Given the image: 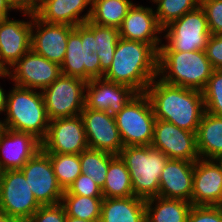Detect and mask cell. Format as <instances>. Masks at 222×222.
I'll list each match as a JSON object with an SVG mask.
<instances>
[{
    "mask_svg": "<svg viewBox=\"0 0 222 222\" xmlns=\"http://www.w3.org/2000/svg\"><path fill=\"white\" fill-rule=\"evenodd\" d=\"M21 170L40 205L61 203L64 191L57 182L50 157L42 149L29 159Z\"/></svg>",
    "mask_w": 222,
    "mask_h": 222,
    "instance_id": "8fae6325",
    "label": "cell"
},
{
    "mask_svg": "<svg viewBox=\"0 0 222 222\" xmlns=\"http://www.w3.org/2000/svg\"><path fill=\"white\" fill-rule=\"evenodd\" d=\"M205 111L222 116V69L214 70L202 90Z\"/></svg>",
    "mask_w": 222,
    "mask_h": 222,
    "instance_id": "836d02e7",
    "label": "cell"
},
{
    "mask_svg": "<svg viewBox=\"0 0 222 222\" xmlns=\"http://www.w3.org/2000/svg\"><path fill=\"white\" fill-rule=\"evenodd\" d=\"M116 155L99 150L87 149L79 154L81 173L90 176L102 189L110 161Z\"/></svg>",
    "mask_w": 222,
    "mask_h": 222,
    "instance_id": "4dcf8cb0",
    "label": "cell"
},
{
    "mask_svg": "<svg viewBox=\"0 0 222 222\" xmlns=\"http://www.w3.org/2000/svg\"><path fill=\"white\" fill-rule=\"evenodd\" d=\"M61 72L86 82L101 78L100 59L96 52H92L88 35L80 27L69 33Z\"/></svg>",
    "mask_w": 222,
    "mask_h": 222,
    "instance_id": "30bf717a",
    "label": "cell"
},
{
    "mask_svg": "<svg viewBox=\"0 0 222 222\" xmlns=\"http://www.w3.org/2000/svg\"><path fill=\"white\" fill-rule=\"evenodd\" d=\"M67 215L61 203L41 205L27 222H66Z\"/></svg>",
    "mask_w": 222,
    "mask_h": 222,
    "instance_id": "8d00e7d4",
    "label": "cell"
},
{
    "mask_svg": "<svg viewBox=\"0 0 222 222\" xmlns=\"http://www.w3.org/2000/svg\"><path fill=\"white\" fill-rule=\"evenodd\" d=\"M7 93L2 126L14 131L33 134L42 141L50 123L42 92L13 85Z\"/></svg>",
    "mask_w": 222,
    "mask_h": 222,
    "instance_id": "3957f363",
    "label": "cell"
},
{
    "mask_svg": "<svg viewBox=\"0 0 222 222\" xmlns=\"http://www.w3.org/2000/svg\"><path fill=\"white\" fill-rule=\"evenodd\" d=\"M159 52L150 44L119 38L111 67L103 78L145 93L158 77Z\"/></svg>",
    "mask_w": 222,
    "mask_h": 222,
    "instance_id": "7a4b0ae2",
    "label": "cell"
},
{
    "mask_svg": "<svg viewBox=\"0 0 222 222\" xmlns=\"http://www.w3.org/2000/svg\"><path fill=\"white\" fill-rule=\"evenodd\" d=\"M2 129H3L2 120L0 119V132H1Z\"/></svg>",
    "mask_w": 222,
    "mask_h": 222,
    "instance_id": "c3c4849f",
    "label": "cell"
},
{
    "mask_svg": "<svg viewBox=\"0 0 222 222\" xmlns=\"http://www.w3.org/2000/svg\"><path fill=\"white\" fill-rule=\"evenodd\" d=\"M14 85L22 88L43 90L51 85L61 74V66L33 52L25 53L8 70Z\"/></svg>",
    "mask_w": 222,
    "mask_h": 222,
    "instance_id": "7c38bea8",
    "label": "cell"
},
{
    "mask_svg": "<svg viewBox=\"0 0 222 222\" xmlns=\"http://www.w3.org/2000/svg\"><path fill=\"white\" fill-rule=\"evenodd\" d=\"M103 197L63 195L61 204L66 215L87 221L100 222Z\"/></svg>",
    "mask_w": 222,
    "mask_h": 222,
    "instance_id": "f546056e",
    "label": "cell"
},
{
    "mask_svg": "<svg viewBox=\"0 0 222 222\" xmlns=\"http://www.w3.org/2000/svg\"><path fill=\"white\" fill-rule=\"evenodd\" d=\"M14 10L6 0H0V19L8 18L9 11Z\"/></svg>",
    "mask_w": 222,
    "mask_h": 222,
    "instance_id": "60d3db41",
    "label": "cell"
},
{
    "mask_svg": "<svg viewBox=\"0 0 222 222\" xmlns=\"http://www.w3.org/2000/svg\"><path fill=\"white\" fill-rule=\"evenodd\" d=\"M136 5L133 4L129 9L118 28L119 36L122 39L150 44L159 52L163 28L157 21L155 11L152 7Z\"/></svg>",
    "mask_w": 222,
    "mask_h": 222,
    "instance_id": "ffe728a7",
    "label": "cell"
},
{
    "mask_svg": "<svg viewBox=\"0 0 222 222\" xmlns=\"http://www.w3.org/2000/svg\"><path fill=\"white\" fill-rule=\"evenodd\" d=\"M0 222H19L15 218L10 217L7 214L0 212Z\"/></svg>",
    "mask_w": 222,
    "mask_h": 222,
    "instance_id": "7bdbcfd3",
    "label": "cell"
},
{
    "mask_svg": "<svg viewBox=\"0 0 222 222\" xmlns=\"http://www.w3.org/2000/svg\"><path fill=\"white\" fill-rule=\"evenodd\" d=\"M192 206L191 202L182 199L152 197L145 200L146 220L149 222H187Z\"/></svg>",
    "mask_w": 222,
    "mask_h": 222,
    "instance_id": "4316f807",
    "label": "cell"
},
{
    "mask_svg": "<svg viewBox=\"0 0 222 222\" xmlns=\"http://www.w3.org/2000/svg\"><path fill=\"white\" fill-rule=\"evenodd\" d=\"M217 162L220 164L221 168H222V155L220 157H218Z\"/></svg>",
    "mask_w": 222,
    "mask_h": 222,
    "instance_id": "7dc6e473",
    "label": "cell"
},
{
    "mask_svg": "<svg viewBox=\"0 0 222 222\" xmlns=\"http://www.w3.org/2000/svg\"><path fill=\"white\" fill-rule=\"evenodd\" d=\"M41 149L33 134L4 128L0 132V166L6 170L21 169Z\"/></svg>",
    "mask_w": 222,
    "mask_h": 222,
    "instance_id": "44dd1931",
    "label": "cell"
},
{
    "mask_svg": "<svg viewBox=\"0 0 222 222\" xmlns=\"http://www.w3.org/2000/svg\"><path fill=\"white\" fill-rule=\"evenodd\" d=\"M66 222H95V221H87V220L67 216Z\"/></svg>",
    "mask_w": 222,
    "mask_h": 222,
    "instance_id": "ee69618b",
    "label": "cell"
},
{
    "mask_svg": "<svg viewBox=\"0 0 222 222\" xmlns=\"http://www.w3.org/2000/svg\"><path fill=\"white\" fill-rule=\"evenodd\" d=\"M80 28L88 35L89 46L96 52L101 65V78L111 67L113 55L118 43L119 29L115 27L100 26L86 21Z\"/></svg>",
    "mask_w": 222,
    "mask_h": 222,
    "instance_id": "cb8c5ba5",
    "label": "cell"
},
{
    "mask_svg": "<svg viewBox=\"0 0 222 222\" xmlns=\"http://www.w3.org/2000/svg\"><path fill=\"white\" fill-rule=\"evenodd\" d=\"M6 78V77H10L8 71H6V69L0 64V78Z\"/></svg>",
    "mask_w": 222,
    "mask_h": 222,
    "instance_id": "f6af8a7d",
    "label": "cell"
},
{
    "mask_svg": "<svg viewBox=\"0 0 222 222\" xmlns=\"http://www.w3.org/2000/svg\"><path fill=\"white\" fill-rule=\"evenodd\" d=\"M145 94L156 119L197 133L205 112L202 91L170 85L157 77L148 85Z\"/></svg>",
    "mask_w": 222,
    "mask_h": 222,
    "instance_id": "6da1fadb",
    "label": "cell"
},
{
    "mask_svg": "<svg viewBox=\"0 0 222 222\" xmlns=\"http://www.w3.org/2000/svg\"><path fill=\"white\" fill-rule=\"evenodd\" d=\"M115 120L124 147L151 146L156 118L145 93H137L115 115Z\"/></svg>",
    "mask_w": 222,
    "mask_h": 222,
    "instance_id": "8992f818",
    "label": "cell"
},
{
    "mask_svg": "<svg viewBox=\"0 0 222 222\" xmlns=\"http://www.w3.org/2000/svg\"><path fill=\"white\" fill-rule=\"evenodd\" d=\"M22 14L29 21L0 19V64L6 71L31 50L32 13Z\"/></svg>",
    "mask_w": 222,
    "mask_h": 222,
    "instance_id": "2e32d148",
    "label": "cell"
},
{
    "mask_svg": "<svg viewBox=\"0 0 222 222\" xmlns=\"http://www.w3.org/2000/svg\"><path fill=\"white\" fill-rule=\"evenodd\" d=\"M191 203L193 206H222V168L216 159L195 161Z\"/></svg>",
    "mask_w": 222,
    "mask_h": 222,
    "instance_id": "d6986e66",
    "label": "cell"
},
{
    "mask_svg": "<svg viewBox=\"0 0 222 222\" xmlns=\"http://www.w3.org/2000/svg\"><path fill=\"white\" fill-rule=\"evenodd\" d=\"M119 156L129 171L134 196L144 200L157 197L161 172L169 158L152 146H126Z\"/></svg>",
    "mask_w": 222,
    "mask_h": 222,
    "instance_id": "5b68a950",
    "label": "cell"
},
{
    "mask_svg": "<svg viewBox=\"0 0 222 222\" xmlns=\"http://www.w3.org/2000/svg\"><path fill=\"white\" fill-rule=\"evenodd\" d=\"M187 222H222V206H192Z\"/></svg>",
    "mask_w": 222,
    "mask_h": 222,
    "instance_id": "74e56055",
    "label": "cell"
},
{
    "mask_svg": "<svg viewBox=\"0 0 222 222\" xmlns=\"http://www.w3.org/2000/svg\"><path fill=\"white\" fill-rule=\"evenodd\" d=\"M195 161L168 159L160 176L159 194L191 202Z\"/></svg>",
    "mask_w": 222,
    "mask_h": 222,
    "instance_id": "603a6c76",
    "label": "cell"
},
{
    "mask_svg": "<svg viewBox=\"0 0 222 222\" xmlns=\"http://www.w3.org/2000/svg\"><path fill=\"white\" fill-rule=\"evenodd\" d=\"M46 154L50 157L59 186L66 191L81 174L79 154Z\"/></svg>",
    "mask_w": 222,
    "mask_h": 222,
    "instance_id": "1f68e13d",
    "label": "cell"
},
{
    "mask_svg": "<svg viewBox=\"0 0 222 222\" xmlns=\"http://www.w3.org/2000/svg\"><path fill=\"white\" fill-rule=\"evenodd\" d=\"M214 70L205 50L159 51L158 78L167 84L202 91Z\"/></svg>",
    "mask_w": 222,
    "mask_h": 222,
    "instance_id": "277c9868",
    "label": "cell"
},
{
    "mask_svg": "<svg viewBox=\"0 0 222 222\" xmlns=\"http://www.w3.org/2000/svg\"><path fill=\"white\" fill-rule=\"evenodd\" d=\"M205 52L214 69H222V34L210 35Z\"/></svg>",
    "mask_w": 222,
    "mask_h": 222,
    "instance_id": "f35d334b",
    "label": "cell"
},
{
    "mask_svg": "<svg viewBox=\"0 0 222 222\" xmlns=\"http://www.w3.org/2000/svg\"><path fill=\"white\" fill-rule=\"evenodd\" d=\"M63 195H81L88 197H103L101 188L90 176L80 174L75 181L64 191Z\"/></svg>",
    "mask_w": 222,
    "mask_h": 222,
    "instance_id": "e575fe53",
    "label": "cell"
},
{
    "mask_svg": "<svg viewBox=\"0 0 222 222\" xmlns=\"http://www.w3.org/2000/svg\"><path fill=\"white\" fill-rule=\"evenodd\" d=\"M87 137L88 148L119 155L124 147L116 125L115 116L84 106L80 113Z\"/></svg>",
    "mask_w": 222,
    "mask_h": 222,
    "instance_id": "9a60e30c",
    "label": "cell"
},
{
    "mask_svg": "<svg viewBox=\"0 0 222 222\" xmlns=\"http://www.w3.org/2000/svg\"><path fill=\"white\" fill-rule=\"evenodd\" d=\"M86 81L61 74L42 95L49 120L79 116L85 106Z\"/></svg>",
    "mask_w": 222,
    "mask_h": 222,
    "instance_id": "ba28073f",
    "label": "cell"
},
{
    "mask_svg": "<svg viewBox=\"0 0 222 222\" xmlns=\"http://www.w3.org/2000/svg\"><path fill=\"white\" fill-rule=\"evenodd\" d=\"M145 200L136 196L103 198L100 222H144Z\"/></svg>",
    "mask_w": 222,
    "mask_h": 222,
    "instance_id": "d4e9b609",
    "label": "cell"
},
{
    "mask_svg": "<svg viewBox=\"0 0 222 222\" xmlns=\"http://www.w3.org/2000/svg\"><path fill=\"white\" fill-rule=\"evenodd\" d=\"M45 153L80 154L88 149L81 116L51 120L46 137L41 141Z\"/></svg>",
    "mask_w": 222,
    "mask_h": 222,
    "instance_id": "4fadbf2b",
    "label": "cell"
},
{
    "mask_svg": "<svg viewBox=\"0 0 222 222\" xmlns=\"http://www.w3.org/2000/svg\"><path fill=\"white\" fill-rule=\"evenodd\" d=\"M211 34H222V0H200Z\"/></svg>",
    "mask_w": 222,
    "mask_h": 222,
    "instance_id": "d590c367",
    "label": "cell"
},
{
    "mask_svg": "<svg viewBox=\"0 0 222 222\" xmlns=\"http://www.w3.org/2000/svg\"><path fill=\"white\" fill-rule=\"evenodd\" d=\"M200 158L217 159L222 155V116L204 112L196 133Z\"/></svg>",
    "mask_w": 222,
    "mask_h": 222,
    "instance_id": "484cf974",
    "label": "cell"
},
{
    "mask_svg": "<svg viewBox=\"0 0 222 222\" xmlns=\"http://www.w3.org/2000/svg\"><path fill=\"white\" fill-rule=\"evenodd\" d=\"M40 206L22 170H6L0 192V212L19 222H27Z\"/></svg>",
    "mask_w": 222,
    "mask_h": 222,
    "instance_id": "9c48e42d",
    "label": "cell"
},
{
    "mask_svg": "<svg viewBox=\"0 0 222 222\" xmlns=\"http://www.w3.org/2000/svg\"><path fill=\"white\" fill-rule=\"evenodd\" d=\"M163 33L167 42L160 45L159 51L205 50L211 35L205 12L200 5L169 23L163 28Z\"/></svg>",
    "mask_w": 222,
    "mask_h": 222,
    "instance_id": "52a82bcc",
    "label": "cell"
},
{
    "mask_svg": "<svg viewBox=\"0 0 222 222\" xmlns=\"http://www.w3.org/2000/svg\"><path fill=\"white\" fill-rule=\"evenodd\" d=\"M74 26L49 24L32 13L31 50L61 66L69 33Z\"/></svg>",
    "mask_w": 222,
    "mask_h": 222,
    "instance_id": "e0dca14e",
    "label": "cell"
},
{
    "mask_svg": "<svg viewBox=\"0 0 222 222\" xmlns=\"http://www.w3.org/2000/svg\"><path fill=\"white\" fill-rule=\"evenodd\" d=\"M4 89L0 86V114L5 113L6 102H7V93L5 95Z\"/></svg>",
    "mask_w": 222,
    "mask_h": 222,
    "instance_id": "b9f144b4",
    "label": "cell"
},
{
    "mask_svg": "<svg viewBox=\"0 0 222 222\" xmlns=\"http://www.w3.org/2000/svg\"><path fill=\"white\" fill-rule=\"evenodd\" d=\"M136 94L129 86L93 78L86 83L85 107L115 116Z\"/></svg>",
    "mask_w": 222,
    "mask_h": 222,
    "instance_id": "ac0fdd59",
    "label": "cell"
},
{
    "mask_svg": "<svg viewBox=\"0 0 222 222\" xmlns=\"http://www.w3.org/2000/svg\"><path fill=\"white\" fill-rule=\"evenodd\" d=\"M5 170L0 166V192H1V186H2V180Z\"/></svg>",
    "mask_w": 222,
    "mask_h": 222,
    "instance_id": "bcb514c9",
    "label": "cell"
},
{
    "mask_svg": "<svg viewBox=\"0 0 222 222\" xmlns=\"http://www.w3.org/2000/svg\"><path fill=\"white\" fill-rule=\"evenodd\" d=\"M91 5L92 0H36L34 14L49 24L80 27L89 20ZM86 8H88L87 13L82 15Z\"/></svg>",
    "mask_w": 222,
    "mask_h": 222,
    "instance_id": "7402d4cb",
    "label": "cell"
},
{
    "mask_svg": "<svg viewBox=\"0 0 222 222\" xmlns=\"http://www.w3.org/2000/svg\"><path fill=\"white\" fill-rule=\"evenodd\" d=\"M101 191L103 198L134 196L129 171L119 155L110 161Z\"/></svg>",
    "mask_w": 222,
    "mask_h": 222,
    "instance_id": "f1b7e54d",
    "label": "cell"
},
{
    "mask_svg": "<svg viewBox=\"0 0 222 222\" xmlns=\"http://www.w3.org/2000/svg\"><path fill=\"white\" fill-rule=\"evenodd\" d=\"M14 10L34 13L36 9V0H6Z\"/></svg>",
    "mask_w": 222,
    "mask_h": 222,
    "instance_id": "ab89813d",
    "label": "cell"
},
{
    "mask_svg": "<svg viewBox=\"0 0 222 222\" xmlns=\"http://www.w3.org/2000/svg\"><path fill=\"white\" fill-rule=\"evenodd\" d=\"M151 146L162 151L169 159L198 160L196 133L175 124L156 119Z\"/></svg>",
    "mask_w": 222,
    "mask_h": 222,
    "instance_id": "5bb4252c",
    "label": "cell"
},
{
    "mask_svg": "<svg viewBox=\"0 0 222 222\" xmlns=\"http://www.w3.org/2000/svg\"><path fill=\"white\" fill-rule=\"evenodd\" d=\"M133 4L131 0H92L89 21L119 28Z\"/></svg>",
    "mask_w": 222,
    "mask_h": 222,
    "instance_id": "83f0119b",
    "label": "cell"
},
{
    "mask_svg": "<svg viewBox=\"0 0 222 222\" xmlns=\"http://www.w3.org/2000/svg\"><path fill=\"white\" fill-rule=\"evenodd\" d=\"M155 14L159 25L164 28L172 21L200 5V0H155Z\"/></svg>",
    "mask_w": 222,
    "mask_h": 222,
    "instance_id": "d6a6232c",
    "label": "cell"
}]
</instances>
